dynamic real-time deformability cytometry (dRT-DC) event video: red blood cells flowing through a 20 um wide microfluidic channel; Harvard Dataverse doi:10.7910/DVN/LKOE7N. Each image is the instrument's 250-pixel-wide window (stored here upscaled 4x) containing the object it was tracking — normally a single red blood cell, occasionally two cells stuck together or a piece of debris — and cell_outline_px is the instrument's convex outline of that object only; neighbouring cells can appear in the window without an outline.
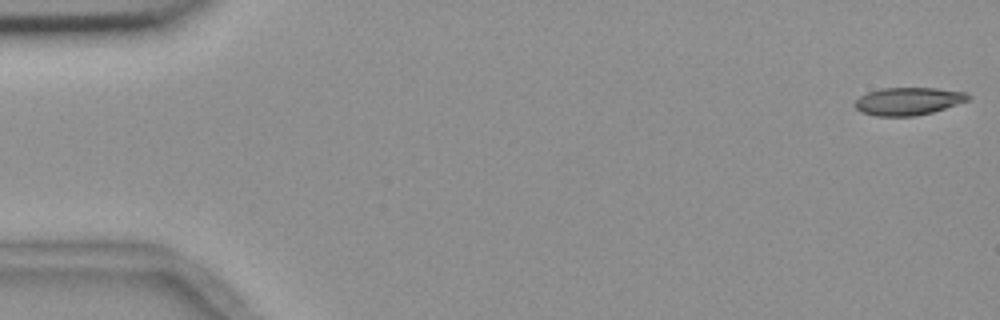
{"species": "common noctule bat (a hibernating species)", "species_latin": "Nyctalus noctula", "temperature_condition": "room temperature", "stored_images_in_passage": 55, "camera_frame_rate_fps": 3000, "um_per_image_px": 0.085, "animal": {"sex": "female", "body_mass_g": 18.4}, "frame": {"image": 1, "passage_image": 1, "time_ms": 0.0, "image_size_px": [1000, 320], "cell_outline_px": [[972, 96], [968, 100], [932, 112], [916, 116], [876, 116], [860, 112], [852, 104], [860, 96], [868, 92], [884, 88], [936, 88], [968, 92]], "centroid_in_image_um": [77.19, 8.6], "position_along_channel_um": 7.8, "area_um2": 18.32}}
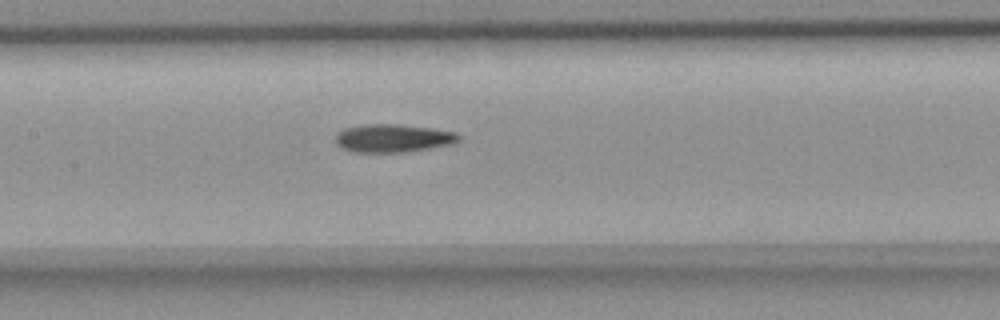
{"frame": {"image": 2, "passage_image": 26, "time_ms": 8.333, "image_size_px": [1000, 320], "cell_outline_px": [[460, 140], [452, 144], [404, 152], [352, 152], [340, 148], [336, 144], [336, 136], [344, 128], [364, 124], [396, 124], [432, 128], [456, 132], [460, 136]], "centroid_in_image_um": [33.39, 11.75], "position_along_channel_um": 174.0, "area_um2": 20.17}}
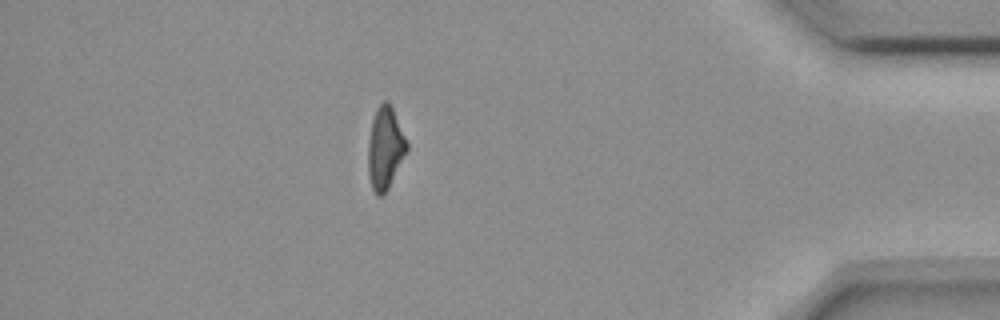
{"frame": {"image": 3, "passage_image": 48, "time_ms": 15.667, "image_size_px": [1000, 320], "cell_outline_px": [[408, 148], [384, 196], [376, 196], [372, 188], [368, 176], [368, 140], [372, 120], [376, 108], [384, 100], [388, 100], [392, 108], [408, 144]], "centroid_in_image_um": [32.71, 12.6], "position_along_channel_um": 402.5, "area_um2": 18.44}, "authors_computed_cell_mechanics": {"area_um2": 19.4786, "velocity_mm_per_s": 3.7073, "shape_relaxation_time_tau1_ms": null, "shape_relaxation_time_tau2_ms": 7.3157, "deformation_change_tau1": null, "deformation_change_tau2": 0.1811}}